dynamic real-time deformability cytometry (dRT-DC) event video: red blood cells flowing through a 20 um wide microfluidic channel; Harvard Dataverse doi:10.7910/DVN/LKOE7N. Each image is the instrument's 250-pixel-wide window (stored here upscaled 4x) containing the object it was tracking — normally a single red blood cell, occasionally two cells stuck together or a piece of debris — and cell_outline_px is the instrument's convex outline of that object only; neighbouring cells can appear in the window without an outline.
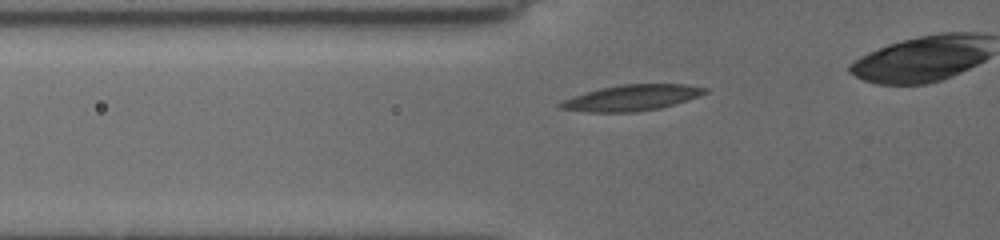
{"species": "common noctule bat (a hibernating species)", "species_latin": "Nyctalus noctula", "temperature_condition": "cold", "stored_images_in_passage": 14, "camera_frame_rate_fps": 3000, "um_per_image_px": 0.085, "animal": {"sex": "female", "body_mass_g": 19.5, "forearm_length_mm": 54.1}, "frame": {"image": 1, "passage_image": 5, "time_ms": 1.667, "image_size_px": [1000, 240], "cell_outline_px": [[708, 92], [660, 108], [636, 112], [588, 112], [560, 108], [556, 104], [564, 100], [600, 88], [620, 84], [688, 84], [708, 88]], "centroid_in_image_um": [53.7, 8.3], "position_along_channel_um": 72.1, "area_um2": 21.44}}
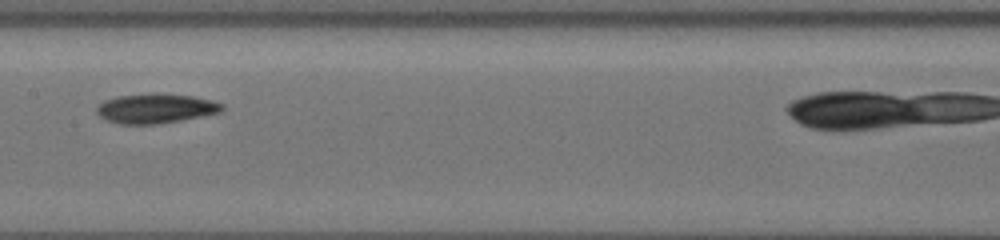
{"frame": {"image": 2, "passage_image": 12, "time_ms": 5.0, "image_size_px": [1000, 240], "cell_outline_px": [[224, 108], [220, 112], [180, 120], [156, 124], [120, 124], [108, 120], [100, 116], [96, 112], [96, 108], [104, 100], [116, 96], [192, 96], [212, 100], [224, 104]], "centroid_in_image_um": [13.23, 9.26], "position_along_channel_um": 194.2, "area_um2": 20.58}}